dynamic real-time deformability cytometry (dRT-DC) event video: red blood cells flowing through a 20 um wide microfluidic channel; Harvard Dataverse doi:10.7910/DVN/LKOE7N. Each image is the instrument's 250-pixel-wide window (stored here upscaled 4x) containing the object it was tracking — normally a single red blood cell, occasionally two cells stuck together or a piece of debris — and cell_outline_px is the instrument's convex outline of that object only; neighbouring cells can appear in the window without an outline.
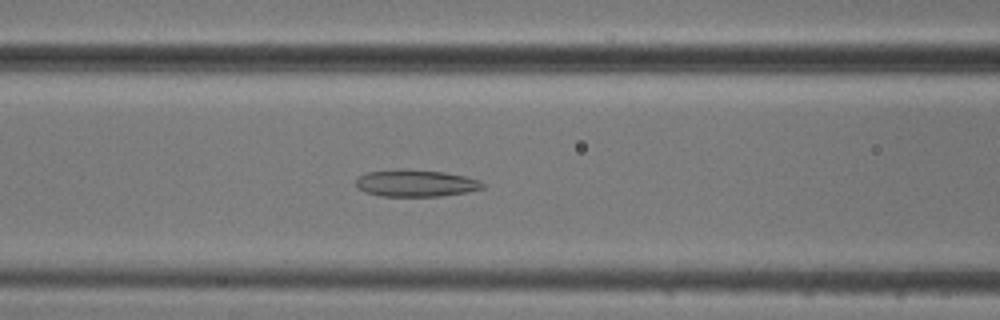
{"species": "common noctule bat (a hibernating species)", "species_latin": "Nyctalus noctula", "temperature_condition": "cold", "stored_images_in_passage": 54, "camera_frame_rate_fps": 3000, "um_per_image_px": 0.085, "animal": {"sex": "male", "body_mass_g": 20.5, "forearm_length_mm": 52.5}, "frame": {"image": 1, "passage_image": 22, "time_ms": 7.0, "image_size_px": [1000, 320], "cell_outline_px": [[484, 188], [468, 192], [440, 196], [380, 196], [364, 192], [356, 188], [356, 180], [360, 176], [368, 172], [400, 168], [408, 168], [444, 172], [464, 176], [480, 180], [484, 184]], "centroid_in_image_um": [35.33, 15.56], "position_along_channel_um": 131.3, "area_um2": 20.17}}
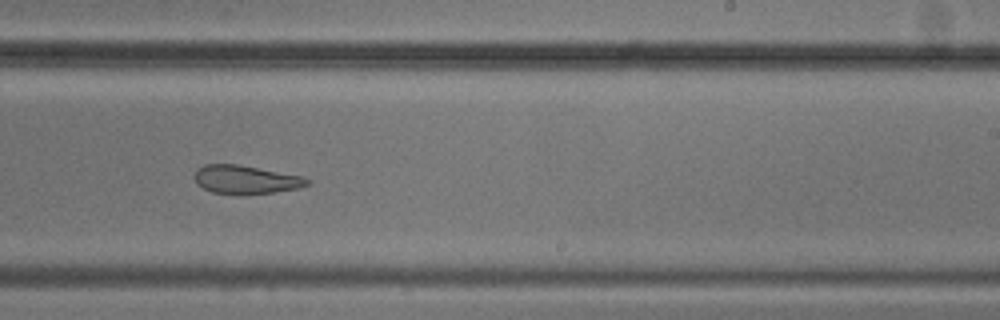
{"frame": {"image": 2, "passage_image": 33, "time_ms": 10.667, "image_size_px": [1000, 320], "cell_outline_px": [[312, 184], [300, 188], [272, 192], [212, 192], [196, 184], [196, 168], [204, 164], [236, 164], [304, 176], [312, 180]], "centroid_in_image_um": [20.96, 15.23], "position_along_channel_um": 268.0, "area_um2": 18.21}}
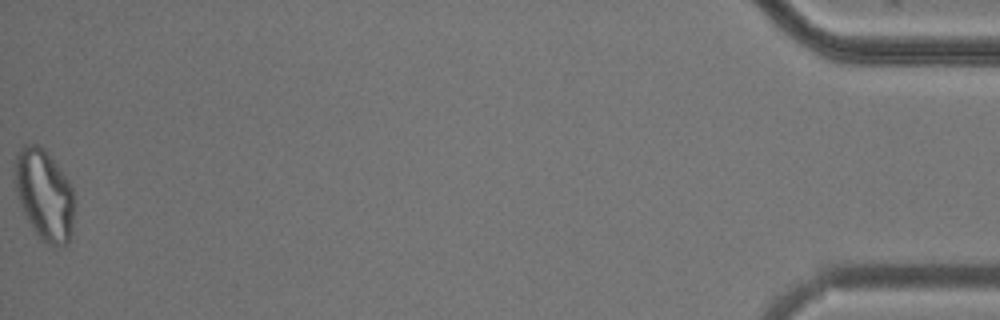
{"frame": {"image": 3, "passage_image": 54, "time_ms": 17.667, "image_size_px": [1000, 320], "cell_outline_px": [[72, 232], [68, 244], [56, 248], [40, 240], [28, 220], [20, 204], [12, 180], [16, 152], [24, 144], [36, 144], [44, 148], [68, 180], [72, 188]], "centroid_in_image_um": [3.72, 16.55], "position_along_channel_um": 431.5, "area_um2": 31.67}, "authors_computed_cell_mechanics": {"area_um2": 25.2586, "velocity_mm_per_s": 3.7398, "shape_relaxation_time_tau1_ms": 5.074, "shape_relaxation_time_tau2_ms": 3.7101, "deformation_change_tau1": 0.1386, "deformation_change_tau2": 0.133}}